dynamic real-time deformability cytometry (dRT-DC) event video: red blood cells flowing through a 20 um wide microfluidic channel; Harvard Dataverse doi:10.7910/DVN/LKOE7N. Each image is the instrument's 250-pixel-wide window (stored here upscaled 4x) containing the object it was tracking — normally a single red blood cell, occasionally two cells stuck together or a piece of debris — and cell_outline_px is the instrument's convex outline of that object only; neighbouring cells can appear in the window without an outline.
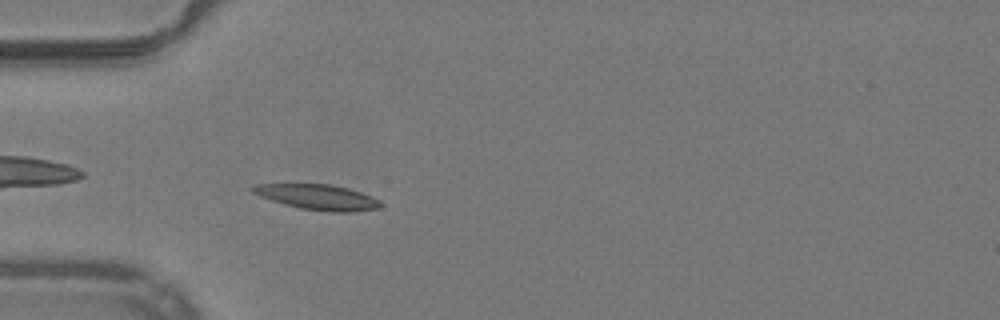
{"species": "common noctule bat (a hibernating species)", "species_latin": "Nyctalus noctula", "temperature_condition": "warm", "stored_images_in_passage": 30, "camera_frame_rate_fps": 3000, "um_per_image_px": 0.085, "animal": {"sex": "male", "body_mass_g": 19.2, "forearm_length_mm": 51.8}, "frame": {"image": 1, "passage_image": 2, "time_ms": 0.333, "image_size_px": [1000, 320], "cell_outline_px": [[384, 204], [380, 208], [352, 212], [332, 212], [300, 208], [284, 204], [260, 196], [252, 192], [252, 188], [256, 184], [332, 184], [348, 188], [372, 196], [380, 200]], "centroid_in_image_um": [27.07, 16.76], "position_along_channel_um": 57.9, "area_um2": 18.84}}
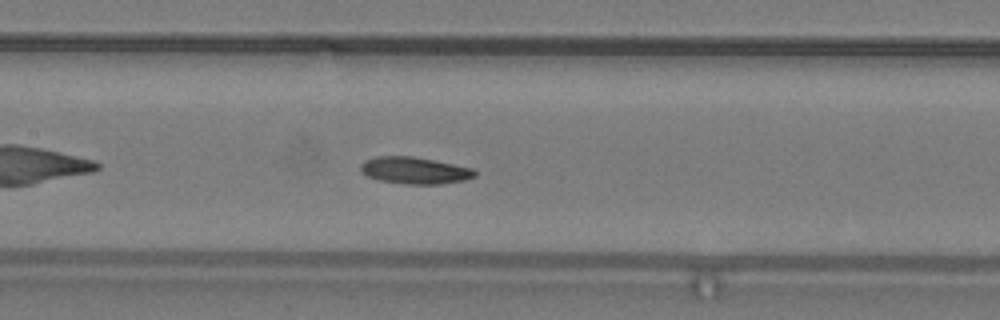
{"frame": {"image": 2, "passage_image": 11, "time_ms": 3.333, "image_size_px": [1000, 320], "cell_outline_px": [[476, 176], [464, 180], [440, 184], [404, 184], [380, 180], [368, 176], [360, 172], [360, 164], [364, 160], [376, 156], [412, 156], [472, 168], [476, 172]], "centroid_in_image_um": [35.2, 14.49], "position_along_channel_um": 172.2, "area_um2": 17.8}}
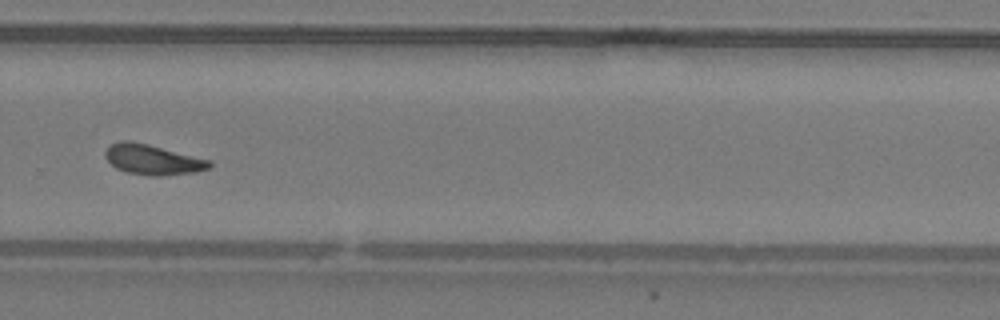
{"frame": {"image": 3, "passage_image": 22, "time_ms": 7.0, "image_size_px": [1000, 320], "cell_outline_px": [[212, 164], [208, 168], [196, 172], [164, 176], [148, 176], [124, 172], [116, 168], [104, 156], [104, 152], [112, 144], [120, 140], [128, 140], [148, 144], [212, 160]], "centroid_in_image_um": [12.98, 13.58], "position_along_channel_um": 316.8, "area_um2": 18.5}, "authors_computed_cell_mechanics": {"area_um2": 17.8602, "velocity_mm_per_s": 3.9669, "shape_relaxation_time_tau1_ms": 8.9757, "shape_relaxation_time_tau2_ms": 4.8815, "deformation_change_tau1": 0.1862, "deformation_change_tau2": 0.1356}}